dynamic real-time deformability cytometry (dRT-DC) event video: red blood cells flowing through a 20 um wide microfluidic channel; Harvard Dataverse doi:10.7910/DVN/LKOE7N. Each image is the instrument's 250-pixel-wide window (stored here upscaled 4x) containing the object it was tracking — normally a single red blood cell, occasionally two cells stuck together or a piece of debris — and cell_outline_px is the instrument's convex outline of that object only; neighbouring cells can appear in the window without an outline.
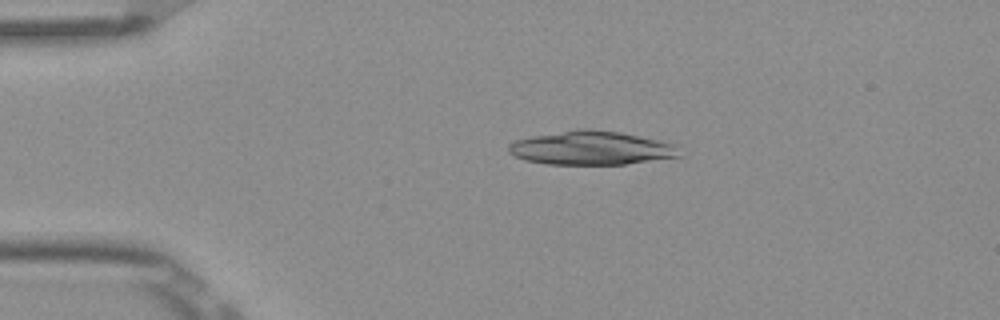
{"species": "Egyptian fruit bat (a non-hibernating species)", "species_latin": "Rousettus aegyptiacus", "temperature_condition": "room temperature", "stored_images_in_passage": 5, "camera_frame_rate_fps": 3000, "um_per_image_px": 0.085, "frame": {"image": 1, "passage_image": 5, "time_ms": 1.333, "image_size_px": [1000, 320], "cell_outline_px": [[680, 156], [624, 164], [544, 164], [524, 160], [508, 152], [508, 144], [516, 140], [532, 136], [580, 128], [588, 128], [620, 132], [656, 140], [672, 144]], "centroid_in_image_um": [50.16, 12.58], "position_along_channel_um": 34.8, "area_um2": 33.12}}